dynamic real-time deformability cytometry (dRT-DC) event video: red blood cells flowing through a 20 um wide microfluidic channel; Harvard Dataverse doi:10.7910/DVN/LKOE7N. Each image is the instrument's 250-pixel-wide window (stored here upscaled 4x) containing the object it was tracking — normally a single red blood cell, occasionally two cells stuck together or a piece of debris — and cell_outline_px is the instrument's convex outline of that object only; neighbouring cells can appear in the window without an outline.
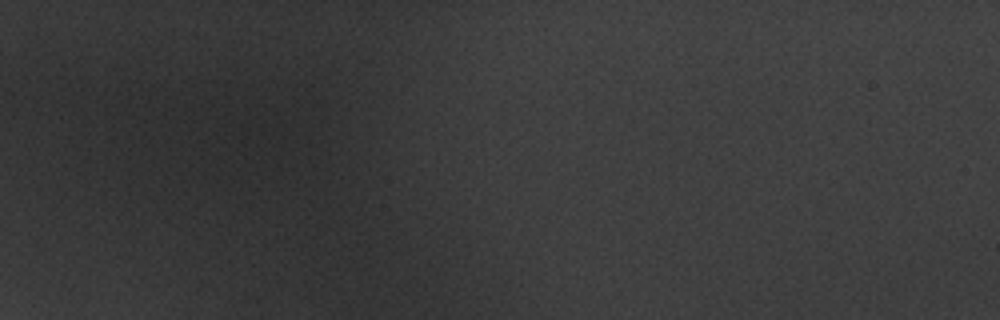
{"species": "common noctule bat (a hibernating species)", "species_latin": "Nyctalus noctula", "temperature_condition": "warm", "stored_images_in_passage": 2, "camera_frame_rate_fps": 3000, "um_per_image_px": 0.085, "animal": {"sex": "male", "body_mass_g": 20.1, "forearm_length_mm": 53.5}, "frame": {"image": 1, "passage_image": 1, "time_ms": 0.0, "image_size_px": [1000, 320], "cell_outline_px": [[320, 156], [312, 168], [288, 168], [248, 156], [240, 136], [240, 124], [276, 112], [308, 128], [312, 132], [320, 152]], "centroid_in_image_um": [23.8, 12.05], "position_along_channel_um": 61.2, "area_um2": 23.35}}